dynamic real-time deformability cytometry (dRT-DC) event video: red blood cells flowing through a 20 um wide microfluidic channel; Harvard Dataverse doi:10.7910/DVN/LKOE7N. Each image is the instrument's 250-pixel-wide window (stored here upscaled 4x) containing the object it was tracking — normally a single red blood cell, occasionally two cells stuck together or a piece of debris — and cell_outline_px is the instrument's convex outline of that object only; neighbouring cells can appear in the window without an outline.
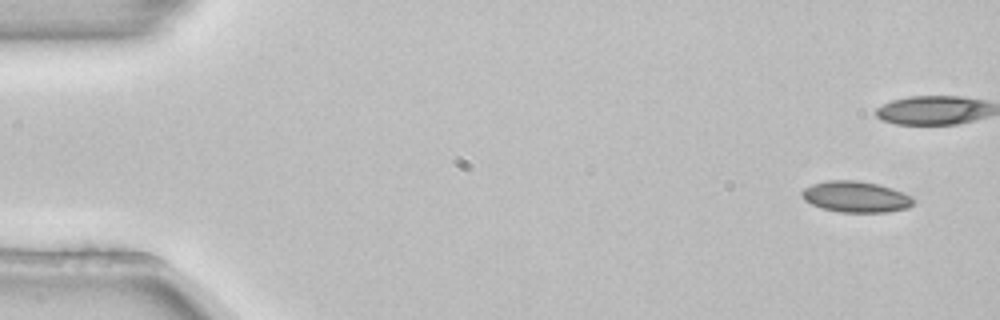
{"species": "common noctule bat (a hibernating species)", "species_latin": "Nyctalus noctula", "temperature_condition": "room temperature", "stored_images_in_passage": 2, "camera_frame_rate_fps": 3000, "um_per_image_px": 0.085, "animal": {"sex": "female", "body_mass_g": 22.7, "forearm_length_mm": 54.2}, "frame": {"image": 1, "passage_image": 2, "time_ms": 0.333, "image_size_px": [1000, 320], "cell_outline_px": [[912, 204], [908, 208], [884, 212], [840, 212], [824, 208], [812, 204], [804, 200], [800, 196], [800, 192], [804, 188], [812, 184], [828, 180], [856, 180], [880, 184], [892, 188], [912, 196]], "centroid_in_image_um": [72.72, 16.71], "position_along_channel_um": 12.3, "area_um2": 20.17}}